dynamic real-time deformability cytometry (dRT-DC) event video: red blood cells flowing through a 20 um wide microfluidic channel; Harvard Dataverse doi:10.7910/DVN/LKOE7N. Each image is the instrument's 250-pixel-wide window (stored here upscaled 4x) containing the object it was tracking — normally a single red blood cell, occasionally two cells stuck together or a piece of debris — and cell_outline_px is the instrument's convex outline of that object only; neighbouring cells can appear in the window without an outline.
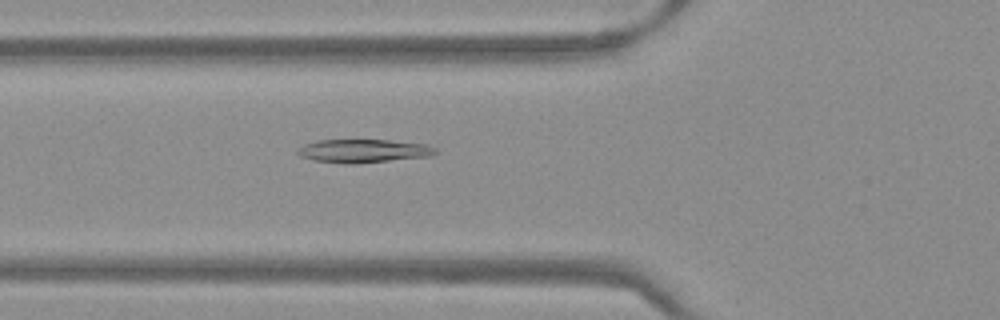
{"species": "Egyptian fruit bat (a non-hibernating species)", "species_latin": "Rousettus aegyptiacus", "temperature_condition": "warm", "stored_images_in_passage": 40, "camera_frame_rate_fps": 3000, "um_per_image_px": 0.085, "frame": {"image": 1, "passage_image": 8, "time_ms": 2.333, "image_size_px": [1000, 320], "cell_outline_px": [[436, 152], [432, 156], [352, 164], [344, 164], [312, 160], [300, 156], [296, 152], [296, 148], [304, 144], [316, 140], [388, 140], [428, 144], [436, 148]], "centroid_in_image_um": [30.85, 12.83], "position_along_channel_um": 94.9, "area_um2": 18.96}}
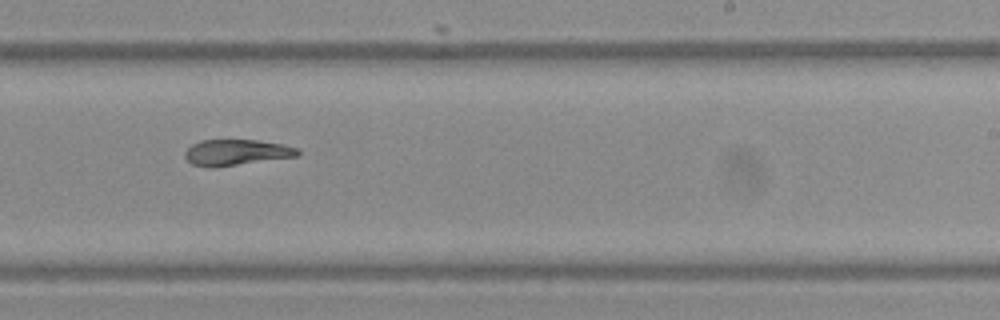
{"frame": {"image": 2, "passage_image": 21, "time_ms": 6.667, "image_size_px": [1000, 320], "cell_outline_px": [[300, 156], [212, 168], [192, 164], [184, 156], [184, 152], [192, 144], [200, 140], [256, 140], [280, 144], [300, 148]], "centroid_in_image_um": [20.1, 12.96], "position_along_channel_um": 268.9, "area_um2": 17.11}}
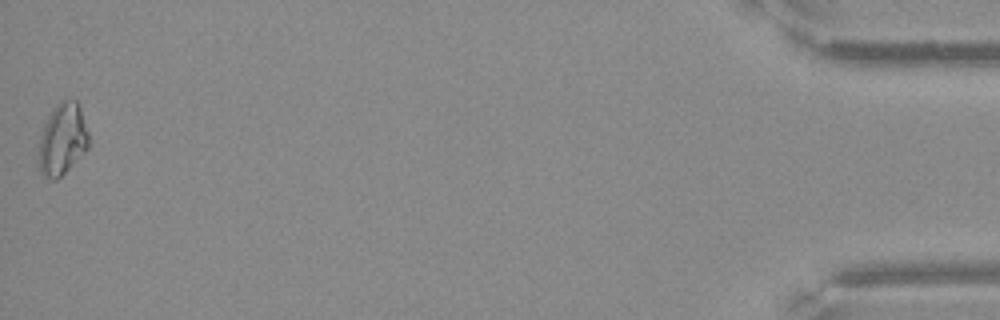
{"frame": {"image": 3, "passage_image": 40, "time_ms": 13.0, "image_size_px": [1000, 320], "cell_outline_px": [[88, 148], [56, 180], [52, 180], [44, 176], [40, 172], [40, 136], [44, 124], [52, 108], [60, 100], [76, 100], [80, 108], [88, 132]], "centroid_in_image_um": [5.31, 11.81], "position_along_channel_um": 429.9, "area_um2": 20.46}}